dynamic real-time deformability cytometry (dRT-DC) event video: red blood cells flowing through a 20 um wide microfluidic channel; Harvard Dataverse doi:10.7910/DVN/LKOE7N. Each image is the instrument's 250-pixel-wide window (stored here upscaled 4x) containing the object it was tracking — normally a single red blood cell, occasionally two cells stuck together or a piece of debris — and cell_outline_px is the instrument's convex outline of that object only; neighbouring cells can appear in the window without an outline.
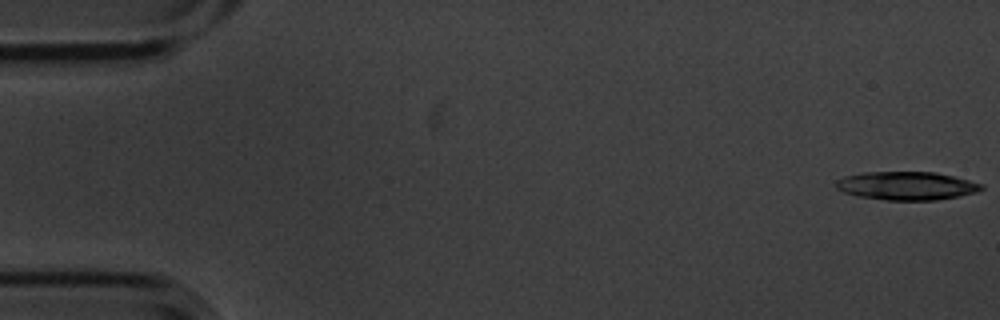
{"species": "common noctule bat (a hibernating species)", "species_latin": "Nyctalus noctula", "temperature_condition": "cold", "stored_images_in_passage": 8, "camera_frame_rate_fps": 3000, "um_per_image_px": 0.085, "animal": {"sex": "male", "body_mass_g": 20.1, "forearm_length_mm": 53.5}, "frame": {"image": 1, "passage_image": 1, "time_ms": 0.0, "image_size_px": [1000, 320], "cell_outline_px": [[984, 188], [976, 192], [960, 196], [936, 200], [888, 200], [856, 196], [844, 192], [836, 188], [836, 180], [844, 176], [864, 172], [936, 172], [984, 184]], "centroid_in_image_um": [77.06, 15.79], "position_along_channel_um": 7.9, "area_um2": 24.04}}
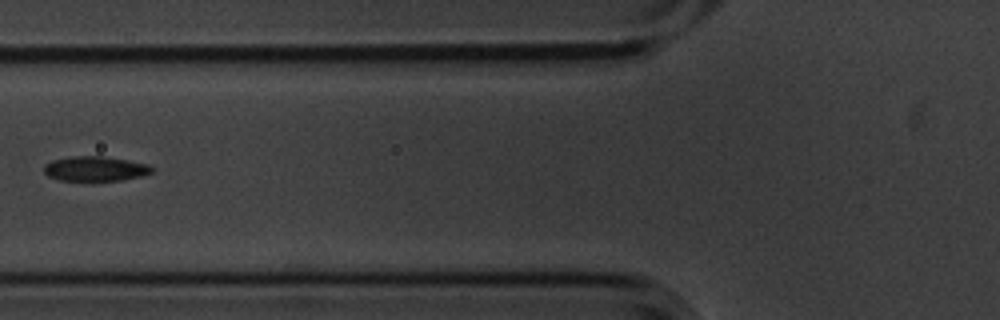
{"frame": {"image": 2, "passage_image": 7, "time_ms": 2.0, "image_size_px": [1000, 320], "cell_outline_px": [[156, 168], [152, 172], [140, 176], [124, 180], [60, 180], [48, 176], [44, 172], [44, 164], [52, 160], [72, 156], [104, 156], [128, 160], [148, 164]], "centroid_in_image_um": [8.11, 14.33], "position_along_channel_um": 117.7, "area_um2": 15.61}}
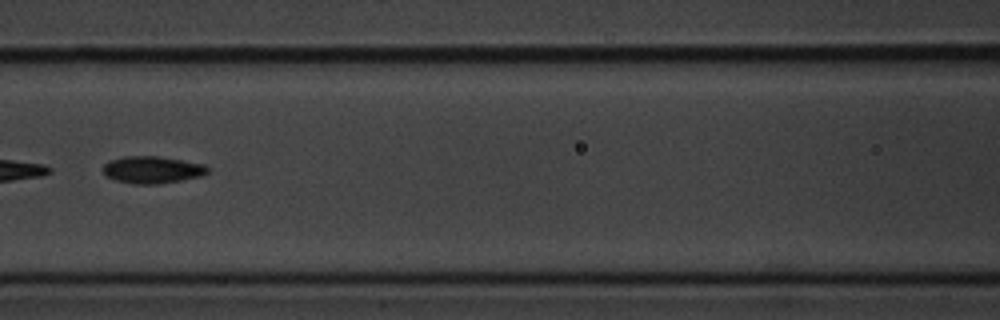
{"frame": {"image": 3, "passage_image": 8, "time_ms": 2.333, "image_size_px": [1000, 320], "cell_outline_px": [[208, 172], [204, 176], [160, 184], [132, 184], [116, 180], [104, 176], [104, 164], [108, 160], [124, 156], [156, 156], [204, 164], [208, 168]], "centroid_in_image_um": [12.93, 14.44], "position_along_channel_um": 153.7, "area_um2": 16.65}}